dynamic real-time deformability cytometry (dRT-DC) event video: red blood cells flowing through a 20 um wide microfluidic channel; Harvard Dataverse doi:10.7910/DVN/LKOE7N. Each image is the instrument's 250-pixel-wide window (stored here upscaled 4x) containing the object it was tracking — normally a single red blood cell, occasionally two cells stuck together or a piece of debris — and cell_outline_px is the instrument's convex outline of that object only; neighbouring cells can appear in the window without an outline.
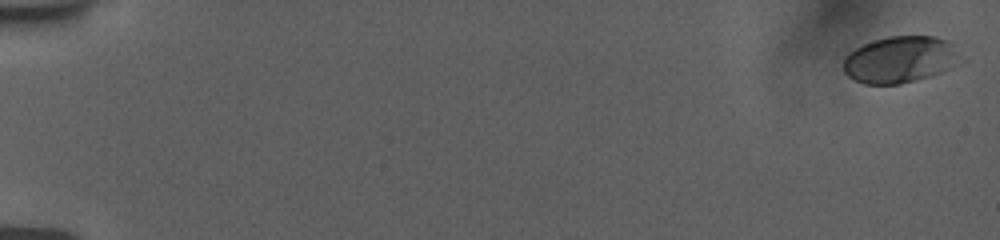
{"species": "human", "species_latin": "Homo sapiens", "temperature_condition": "room temperature", "stored_images_in_passage": 18, "camera_frame_rate_fps": 3000, "um_per_image_px": 0.085, "donor": {"sex": "female"}, "frame": {"image": 1, "passage_image": 1, "time_ms": 0.0, "image_size_px": [1000, 240], "cell_outline_px": [[968, 60], [940, 72], [916, 80], [900, 84], [864, 84], [848, 76], [844, 72], [844, 60], [848, 52], [872, 40], [888, 36], [932, 36], [948, 40]], "centroid_in_image_um": [76.57, 5.05], "position_along_channel_um": 8.4, "area_um2": 32.19}}
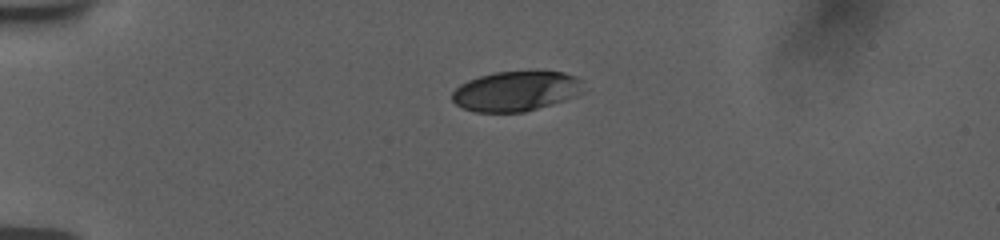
{"frame": {"image": 2, "passage_image": 11, "time_ms": 4.667, "image_size_px": [1000, 240], "cell_outline_px": [[588, 88], [584, 92], [564, 100], [552, 104], [524, 112], [472, 112], [460, 108], [452, 100], [452, 92], [460, 84], [468, 80], [480, 76], [496, 72], [564, 72], [576, 76]], "centroid_in_image_um": [43.87, 7.76], "position_along_channel_um": 41.1, "area_um2": 30.75}}
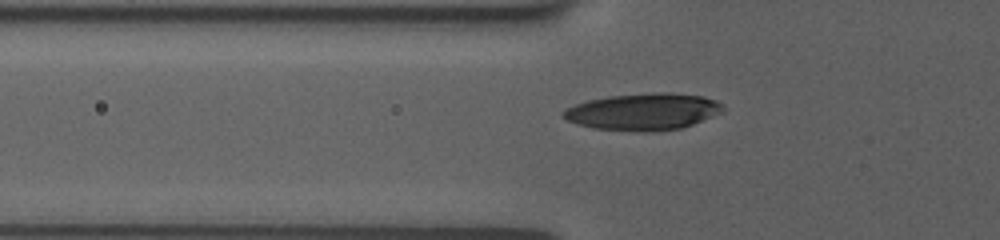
{"frame": {"image": 3, "passage_image": 16, "time_ms": 6.667, "image_size_px": [1000, 240], "cell_outline_px": [[724, 112], [692, 124], [680, 128], [644, 132], [636, 132], [592, 128], [576, 124], [560, 116], [560, 112], [564, 108], [588, 100], [608, 96], [652, 92], [668, 92], [704, 96], [716, 100], [724, 108]], "centroid_in_image_um": [54.64, 9.49], "position_along_channel_um": 71.2, "area_um2": 34.56}}